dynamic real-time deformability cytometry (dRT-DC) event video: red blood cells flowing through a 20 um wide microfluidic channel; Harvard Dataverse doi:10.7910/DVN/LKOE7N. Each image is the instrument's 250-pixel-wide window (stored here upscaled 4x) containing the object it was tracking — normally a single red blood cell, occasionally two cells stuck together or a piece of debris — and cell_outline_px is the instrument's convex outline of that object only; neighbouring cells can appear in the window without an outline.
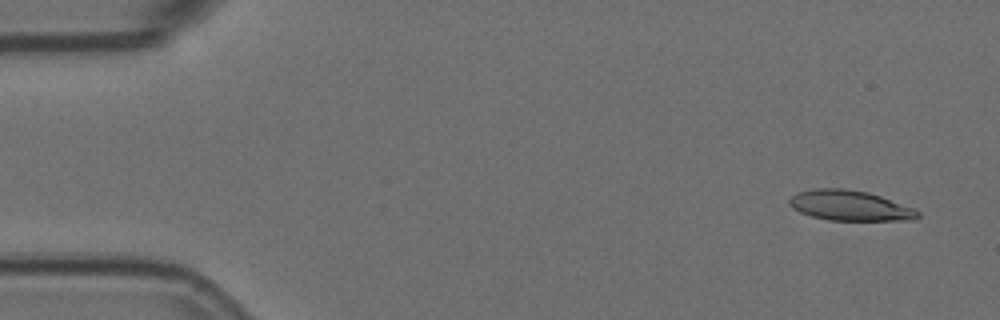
{"species": "Egyptian fruit bat (a non-hibernating species)", "species_latin": "Rousettus aegyptiacus", "temperature_condition": "room temperature", "stored_images_in_passage": 6, "segment_of_instrument_passage": [2, 2], "camera_frame_rate_fps": 3000, "um_per_image_px": 0.085, "animal": {"sex": "female"}, "frame": {"image": 1, "passage_image": 6, "time_ms": 1.667, "image_size_px": [1000, 320], "cell_outline_px": [[920, 216], [916, 220], [828, 220], [812, 216], [800, 212], [792, 208], [788, 204], [788, 200], [796, 192], [812, 188], [844, 188], [868, 192], [880, 196], [912, 208], [920, 212]], "centroid_in_image_um": [72.2, 17.47], "position_along_channel_um": 12.8, "area_um2": 22.66}}